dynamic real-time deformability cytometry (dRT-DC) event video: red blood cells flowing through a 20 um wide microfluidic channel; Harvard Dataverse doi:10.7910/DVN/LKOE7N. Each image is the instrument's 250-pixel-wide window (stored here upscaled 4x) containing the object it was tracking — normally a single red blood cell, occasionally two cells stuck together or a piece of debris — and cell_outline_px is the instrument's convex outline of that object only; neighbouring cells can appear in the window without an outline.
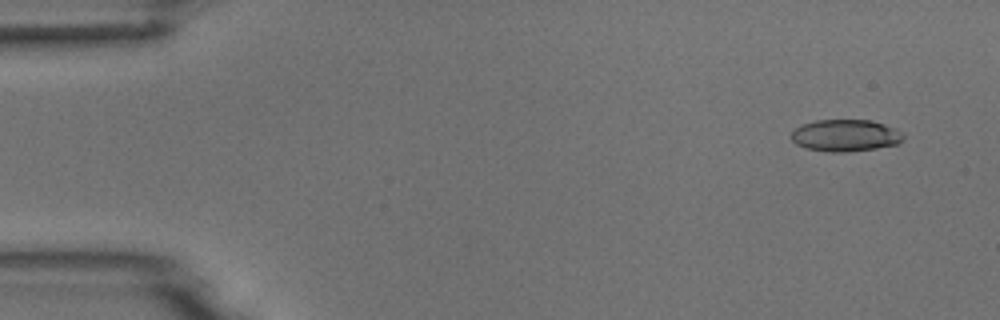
{"species": "common noctule bat (a hibernating species)", "species_latin": "Nyctalus noctula", "temperature_condition": "room temperature", "stored_images_in_passage": 4, "camera_frame_rate_fps": 3000, "um_per_image_px": 0.085, "animal": {"sex": "male", "body_mass_g": 18.8}, "frame": {"image": 1, "passage_image": 1, "time_ms": 0.0, "image_size_px": [1000, 320], "cell_outline_px": [[904, 140], [896, 144], [876, 148], [848, 152], [832, 152], [804, 148], [796, 144], [792, 140], [792, 132], [800, 124], [816, 120], [872, 120], [896, 128], [904, 136]], "centroid_in_image_um": [71.86, 11.51], "position_along_channel_um": 13.1, "area_um2": 20.92}}
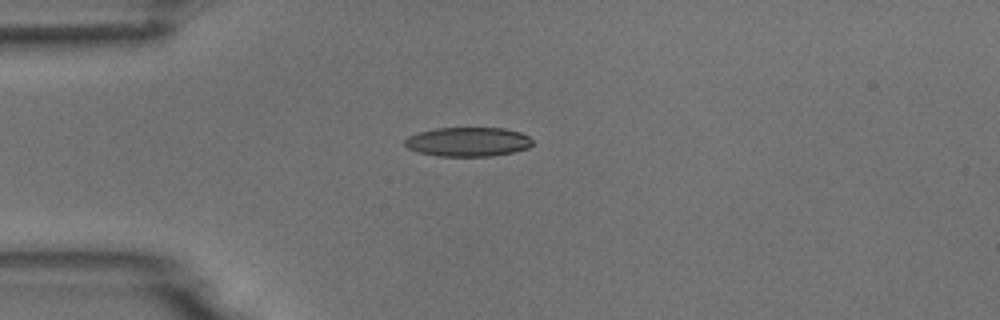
{"frame": {"image": 2, "passage_image": 4, "time_ms": 3.333, "image_size_px": [1000, 320], "cell_outline_px": [[532, 144], [528, 148], [512, 152], [492, 156], [440, 156], [416, 152], [408, 148], [404, 144], [404, 140], [408, 136], [420, 132], [436, 128], [504, 128], [520, 132], [528, 136], [532, 140]], "centroid_in_image_um": [39.76, 12.05], "position_along_channel_um": 45.2, "area_um2": 21.73}}